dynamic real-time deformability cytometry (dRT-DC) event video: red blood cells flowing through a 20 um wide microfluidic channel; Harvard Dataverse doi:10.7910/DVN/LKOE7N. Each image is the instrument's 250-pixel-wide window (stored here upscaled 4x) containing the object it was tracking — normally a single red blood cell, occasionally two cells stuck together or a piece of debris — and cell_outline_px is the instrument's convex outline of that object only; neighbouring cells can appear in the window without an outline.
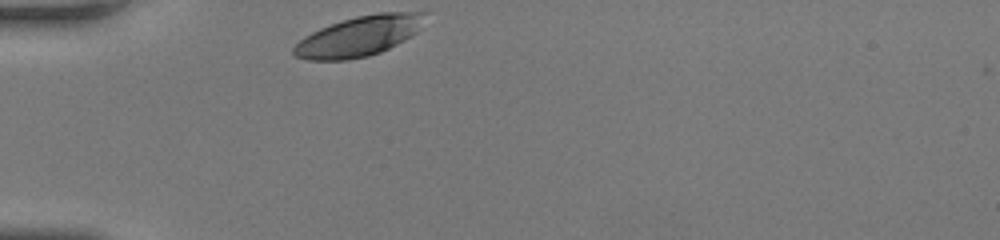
{"species": "human", "species_latin": "Homo sapiens", "temperature_condition": "room temperature", "stored_images_in_passage": 27, "camera_frame_rate_fps": 3000, "um_per_image_px": 0.085, "donor": {"sex": "female"}, "frame": {"image": 1, "passage_image": 1, "time_ms": 0.0, "image_size_px": [1000, 240], "cell_outline_px": [[428, 12], [416, 32], [404, 40], [380, 52], [368, 56], [348, 60], [308, 60], [296, 56], [292, 52], [292, 48], [304, 36], [320, 28], [356, 16], [376, 12]], "centroid_in_image_um": [30.49, 3.07], "position_along_channel_um": 54.5, "area_um2": 30.4}}
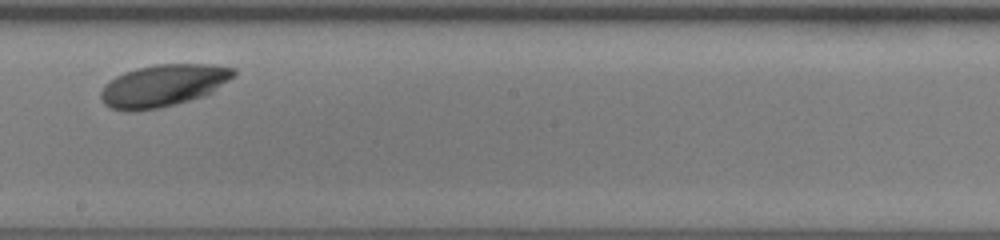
{"frame": {"image": 2, "passage_image": 16, "time_ms": 5.0, "image_size_px": [1000, 240], "cell_outline_px": [[236, 76], [212, 92], [204, 96], [160, 108], [132, 112], [128, 112], [112, 108], [104, 104], [100, 96], [100, 92], [104, 84], [108, 80], [124, 72], [136, 68], [156, 64], [212, 64], [236, 68]], "centroid_in_image_um": [13.88, 7.27], "position_along_channel_um": 234.3, "area_um2": 33.0}}
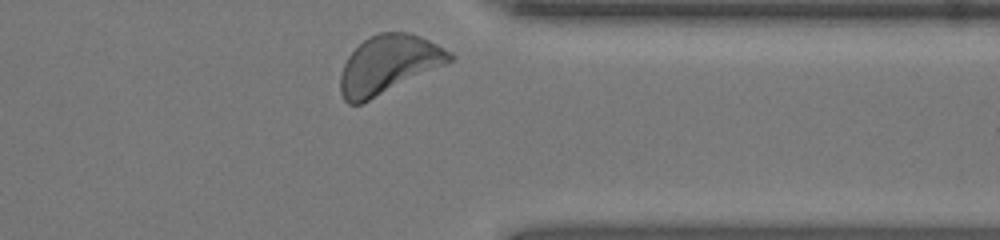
{"frame": {"image": 3, "passage_image": 27, "time_ms": 8.667, "image_size_px": [1000, 240], "cell_outline_px": [[456, 56], [452, 60], [444, 64], [360, 104], [348, 104], [344, 100], [340, 92], [340, 72], [348, 56], [368, 36], [380, 32], [408, 32], [428, 40], [452, 52]], "centroid_in_image_um": [32.98, 5.47], "position_along_channel_um": 378.4, "area_um2": 36.47}, "authors_computed_cell_mechanics": {"area_um2": 31.79, "velocity_mm_per_s": 3.965, "shape_relaxation_time_tau1_ms": 2.354, "shape_relaxation_time_tau2_ms": 3.5393, "deformation_change_tau1": 0.1399, "deformation_change_tau2": 0.0844}}